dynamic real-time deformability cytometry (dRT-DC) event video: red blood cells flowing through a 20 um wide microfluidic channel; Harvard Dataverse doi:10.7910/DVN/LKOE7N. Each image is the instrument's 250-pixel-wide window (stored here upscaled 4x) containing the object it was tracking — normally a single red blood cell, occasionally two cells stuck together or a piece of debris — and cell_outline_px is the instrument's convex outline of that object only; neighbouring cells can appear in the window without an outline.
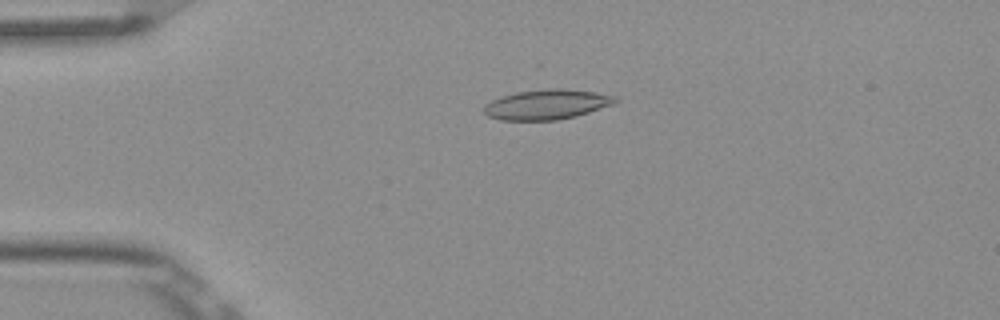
{"species": "Egyptian fruit bat (a non-hibernating species)", "species_latin": "Rousettus aegyptiacus", "temperature_condition": "room temperature", "stored_images_in_passage": 2, "camera_frame_rate_fps": 3000, "um_per_image_px": 0.085, "frame": {"image": 1, "passage_image": 1, "time_ms": 0.0, "image_size_px": [1000, 320], "cell_outline_px": [[620, 100], [612, 104], [576, 116], [556, 120], [500, 120], [488, 116], [484, 112], [484, 104], [500, 96], [516, 92], [548, 88], [560, 88], [596, 92], [616, 96]], "centroid_in_image_um": [46.46, 8.87], "position_along_channel_um": 38.5, "area_um2": 22.95}}